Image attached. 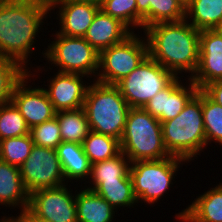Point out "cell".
Instances as JSON below:
<instances>
[{
  "label": "cell",
  "instance_id": "obj_23",
  "mask_svg": "<svg viewBox=\"0 0 222 222\" xmlns=\"http://www.w3.org/2000/svg\"><path fill=\"white\" fill-rule=\"evenodd\" d=\"M130 166L131 162L122 151L110 159L93 163L87 182L91 185L84 187L94 190L102 181L123 180L130 173Z\"/></svg>",
  "mask_w": 222,
  "mask_h": 222
},
{
  "label": "cell",
  "instance_id": "obj_4",
  "mask_svg": "<svg viewBox=\"0 0 222 222\" xmlns=\"http://www.w3.org/2000/svg\"><path fill=\"white\" fill-rule=\"evenodd\" d=\"M130 108L116 85L89 84L83 109L91 131L120 140Z\"/></svg>",
  "mask_w": 222,
  "mask_h": 222
},
{
  "label": "cell",
  "instance_id": "obj_1",
  "mask_svg": "<svg viewBox=\"0 0 222 222\" xmlns=\"http://www.w3.org/2000/svg\"><path fill=\"white\" fill-rule=\"evenodd\" d=\"M50 7L34 0H0V57L11 58L26 70L38 33Z\"/></svg>",
  "mask_w": 222,
  "mask_h": 222
},
{
  "label": "cell",
  "instance_id": "obj_41",
  "mask_svg": "<svg viewBox=\"0 0 222 222\" xmlns=\"http://www.w3.org/2000/svg\"><path fill=\"white\" fill-rule=\"evenodd\" d=\"M215 30L222 36V26L217 28V29H215Z\"/></svg>",
  "mask_w": 222,
  "mask_h": 222
},
{
  "label": "cell",
  "instance_id": "obj_31",
  "mask_svg": "<svg viewBox=\"0 0 222 222\" xmlns=\"http://www.w3.org/2000/svg\"><path fill=\"white\" fill-rule=\"evenodd\" d=\"M29 133L26 120L12 102L0 105V140Z\"/></svg>",
  "mask_w": 222,
  "mask_h": 222
},
{
  "label": "cell",
  "instance_id": "obj_17",
  "mask_svg": "<svg viewBox=\"0 0 222 222\" xmlns=\"http://www.w3.org/2000/svg\"><path fill=\"white\" fill-rule=\"evenodd\" d=\"M133 32L120 20L99 9L83 37L99 53L121 43Z\"/></svg>",
  "mask_w": 222,
  "mask_h": 222
},
{
  "label": "cell",
  "instance_id": "obj_40",
  "mask_svg": "<svg viewBox=\"0 0 222 222\" xmlns=\"http://www.w3.org/2000/svg\"><path fill=\"white\" fill-rule=\"evenodd\" d=\"M182 5L183 7L186 9L191 3L193 0H178Z\"/></svg>",
  "mask_w": 222,
  "mask_h": 222
},
{
  "label": "cell",
  "instance_id": "obj_15",
  "mask_svg": "<svg viewBox=\"0 0 222 222\" xmlns=\"http://www.w3.org/2000/svg\"><path fill=\"white\" fill-rule=\"evenodd\" d=\"M191 80L199 89L222 80V36L215 29L200 32L199 64Z\"/></svg>",
  "mask_w": 222,
  "mask_h": 222
},
{
  "label": "cell",
  "instance_id": "obj_33",
  "mask_svg": "<svg viewBox=\"0 0 222 222\" xmlns=\"http://www.w3.org/2000/svg\"><path fill=\"white\" fill-rule=\"evenodd\" d=\"M186 19V9L178 0H155V24Z\"/></svg>",
  "mask_w": 222,
  "mask_h": 222
},
{
  "label": "cell",
  "instance_id": "obj_37",
  "mask_svg": "<svg viewBox=\"0 0 222 222\" xmlns=\"http://www.w3.org/2000/svg\"><path fill=\"white\" fill-rule=\"evenodd\" d=\"M25 222H48L35 217L28 209L25 210Z\"/></svg>",
  "mask_w": 222,
  "mask_h": 222
},
{
  "label": "cell",
  "instance_id": "obj_11",
  "mask_svg": "<svg viewBox=\"0 0 222 222\" xmlns=\"http://www.w3.org/2000/svg\"><path fill=\"white\" fill-rule=\"evenodd\" d=\"M68 183L39 189L29 196L28 210L37 218L48 222H77L75 194Z\"/></svg>",
  "mask_w": 222,
  "mask_h": 222
},
{
  "label": "cell",
  "instance_id": "obj_26",
  "mask_svg": "<svg viewBox=\"0 0 222 222\" xmlns=\"http://www.w3.org/2000/svg\"><path fill=\"white\" fill-rule=\"evenodd\" d=\"M82 146L91 164L110 159L121 152L120 140L94 131L89 132Z\"/></svg>",
  "mask_w": 222,
  "mask_h": 222
},
{
  "label": "cell",
  "instance_id": "obj_24",
  "mask_svg": "<svg viewBox=\"0 0 222 222\" xmlns=\"http://www.w3.org/2000/svg\"><path fill=\"white\" fill-rule=\"evenodd\" d=\"M62 142L82 144L91 131L83 108L56 112Z\"/></svg>",
  "mask_w": 222,
  "mask_h": 222
},
{
  "label": "cell",
  "instance_id": "obj_20",
  "mask_svg": "<svg viewBox=\"0 0 222 222\" xmlns=\"http://www.w3.org/2000/svg\"><path fill=\"white\" fill-rule=\"evenodd\" d=\"M56 152L60 159L62 171L66 183L73 180L85 181L89 179L91 172V163L84 153L82 144L72 142H61ZM70 180V181H69Z\"/></svg>",
  "mask_w": 222,
  "mask_h": 222
},
{
  "label": "cell",
  "instance_id": "obj_19",
  "mask_svg": "<svg viewBox=\"0 0 222 222\" xmlns=\"http://www.w3.org/2000/svg\"><path fill=\"white\" fill-rule=\"evenodd\" d=\"M29 196L20 168L0 160V205L21 209L22 212L28 208Z\"/></svg>",
  "mask_w": 222,
  "mask_h": 222
},
{
  "label": "cell",
  "instance_id": "obj_2",
  "mask_svg": "<svg viewBox=\"0 0 222 222\" xmlns=\"http://www.w3.org/2000/svg\"><path fill=\"white\" fill-rule=\"evenodd\" d=\"M148 55L176 77L191 79L199 64L200 32L186 19L144 29ZM184 72V74H183ZM183 74V75H182ZM190 75V76H189Z\"/></svg>",
  "mask_w": 222,
  "mask_h": 222
},
{
  "label": "cell",
  "instance_id": "obj_36",
  "mask_svg": "<svg viewBox=\"0 0 222 222\" xmlns=\"http://www.w3.org/2000/svg\"><path fill=\"white\" fill-rule=\"evenodd\" d=\"M0 222H25V210L20 212V214L16 217L15 216H3L2 219H0Z\"/></svg>",
  "mask_w": 222,
  "mask_h": 222
},
{
  "label": "cell",
  "instance_id": "obj_39",
  "mask_svg": "<svg viewBox=\"0 0 222 222\" xmlns=\"http://www.w3.org/2000/svg\"><path fill=\"white\" fill-rule=\"evenodd\" d=\"M34 1L43 3V4L51 7L55 2H57L59 0H34Z\"/></svg>",
  "mask_w": 222,
  "mask_h": 222
},
{
  "label": "cell",
  "instance_id": "obj_14",
  "mask_svg": "<svg viewBox=\"0 0 222 222\" xmlns=\"http://www.w3.org/2000/svg\"><path fill=\"white\" fill-rule=\"evenodd\" d=\"M86 75L56 72L48 81L46 91L49 101L56 112L83 108L90 83L84 80ZM84 78V79H83ZM87 84H85V83Z\"/></svg>",
  "mask_w": 222,
  "mask_h": 222
},
{
  "label": "cell",
  "instance_id": "obj_12",
  "mask_svg": "<svg viewBox=\"0 0 222 222\" xmlns=\"http://www.w3.org/2000/svg\"><path fill=\"white\" fill-rule=\"evenodd\" d=\"M31 70L32 69L29 70V74L16 86L11 98V102L24 117L30 129L53 119L56 115V111L43 87L27 85L29 83L28 80L36 76V73L33 74Z\"/></svg>",
  "mask_w": 222,
  "mask_h": 222
},
{
  "label": "cell",
  "instance_id": "obj_27",
  "mask_svg": "<svg viewBox=\"0 0 222 222\" xmlns=\"http://www.w3.org/2000/svg\"><path fill=\"white\" fill-rule=\"evenodd\" d=\"M29 74L20 63L0 57V105L11 102L16 86Z\"/></svg>",
  "mask_w": 222,
  "mask_h": 222
},
{
  "label": "cell",
  "instance_id": "obj_16",
  "mask_svg": "<svg viewBox=\"0 0 222 222\" xmlns=\"http://www.w3.org/2000/svg\"><path fill=\"white\" fill-rule=\"evenodd\" d=\"M58 7L56 12L57 20H59V34L71 37H84L94 16L100 7L86 2L78 1H57L50 10Z\"/></svg>",
  "mask_w": 222,
  "mask_h": 222
},
{
  "label": "cell",
  "instance_id": "obj_18",
  "mask_svg": "<svg viewBox=\"0 0 222 222\" xmlns=\"http://www.w3.org/2000/svg\"><path fill=\"white\" fill-rule=\"evenodd\" d=\"M175 219L180 222H222V183L197 196L175 215Z\"/></svg>",
  "mask_w": 222,
  "mask_h": 222
},
{
  "label": "cell",
  "instance_id": "obj_21",
  "mask_svg": "<svg viewBox=\"0 0 222 222\" xmlns=\"http://www.w3.org/2000/svg\"><path fill=\"white\" fill-rule=\"evenodd\" d=\"M77 222H113L117 210L94 190L86 187L75 195Z\"/></svg>",
  "mask_w": 222,
  "mask_h": 222
},
{
  "label": "cell",
  "instance_id": "obj_38",
  "mask_svg": "<svg viewBox=\"0 0 222 222\" xmlns=\"http://www.w3.org/2000/svg\"><path fill=\"white\" fill-rule=\"evenodd\" d=\"M59 1H78L94 4L98 7H101L105 0H59Z\"/></svg>",
  "mask_w": 222,
  "mask_h": 222
},
{
  "label": "cell",
  "instance_id": "obj_22",
  "mask_svg": "<svg viewBox=\"0 0 222 222\" xmlns=\"http://www.w3.org/2000/svg\"><path fill=\"white\" fill-rule=\"evenodd\" d=\"M186 20L199 31L222 26V0H193L186 8Z\"/></svg>",
  "mask_w": 222,
  "mask_h": 222
},
{
  "label": "cell",
  "instance_id": "obj_7",
  "mask_svg": "<svg viewBox=\"0 0 222 222\" xmlns=\"http://www.w3.org/2000/svg\"><path fill=\"white\" fill-rule=\"evenodd\" d=\"M53 41L48 43L47 50L42 51L43 58L58 72L83 74L95 80L99 70V52L96 51L83 37H71L52 34ZM93 75V76H92Z\"/></svg>",
  "mask_w": 222,
  "mask_h": 222
},
{
  "label": "cell",
  "instance_id": "obj_5",
  "mask_svg": "<svg viewBox=\"0 0 222 222\" xmlns=\"http://www.w3.org/2000/svg\"><path fill=\"white\" fill-rule=\"evenodd\" d=\"M120 146L131 163L171 156L164 145L161 122L142 107L130 108Z\"/></svg>",
  "mask_w": 222,
  "mask_h": 222
},
{
  "label": "cell",
  "instance_id": "obj_10",
  "mask_svg": "<svg viewBox=\"0 0 222 222\" xmlns=\"http://www.w3.org/2000/svg\"><path fill=\"white\" fill-rule=\"evenodd\" d=\"M19 168L29 194L66 184L56 149L34 145L29 157Z\"/></svg>",
  "mask_w": 222,
  "mask_h": 222
},
{
  "label": "cell",
  "instance_id": "obj_13",
  "mask_svg": "<svg viewBox=\"0 0 222 222\" xmlns=\"http://www.w3.org/2000/svg\"><path fill=\"white\" fill-rule=\"evenodd\" d=\"M184 78L182 77L181 80V77H176L166 88L153 96L143 108L161 123L175 118L199 90L190 78L188 80ZM184 80H186L185 83Z\"/></svg>",
  "mask_w": 222,
  "mask_h": 222
},
{
  "label": "cell",
  "instance_id": "obj_3",
  "mask_svg": "<svg viewBox=\"0 0 222 222\" xmlns=\"http://www.w3.org/2000/svg\"><path fill=\"white\" fill-rule=\"evenodd\" d=\"M162 136L171 156L189 161L207 147L202 113V89L188 101L173 119L161 123ZM204 149V150H203Z\"/></svg>",
  "mask_w": 222,
  "mask_h": 222
},
{
  "label": "cell",
  "instance_id": "obj_30",
  "mask_svg": "<svg viewBox=\"0 0 222 222\" xmlns=\"http://www.w3.org/2000/svg\"><path fill=\"white\" fill-rule=\"evenodd\" d=\"M34 142L31 135L0 140V160L20 167L29 157Z\"/></svg>",
  "mask_w": 222,
  "mask_h": 222
},
{
  "label": "cell",
  "instance_id": "obj_35",
  "mask_svg": "<svg viewBox=\"0 0 222 222\" xmlns=\"http://www.w3.org/2000/svg\"><path fill=\"white\" fill-rule=\"evenodd\" d=\"M213 101L222 106V80L209 83L202 89Z\"/></svg>",
  "mask_w": 222,
  "mask_h": 222
},
{
  "label": "cell",
  "instance_id": "obj_9",
  "mask_svg": "<svg viewBox=\"0 0 222 222\" xmlns=\"http://www.w3.org/2000/svg\"><path fill=\"white\" fill-rule=\"evenodd\" d=\"M176 76L149 55L116 86L131 108L144 107L159 91L166 88Z\"/></svg>",
  "mask_w": 222,
  "mask_h": 222
},
{
  "label": "cell",
  "instance_id": "obj_32",
  "mask_svg": "<svg viewBox=\"0 0 222 222\" xmlns=\"http://www.w3.org/2000/svg\"><path fill=\"white\" fill-rule=\"evenodd\" d=\"M34 145L56 149L62 142L59 122L56 117L34 126L30 133Z\"/></svg>",
  "mask_w": 222,
  "mask_h": 222
},
{
  "label": "cell",
  "instance_id": "obj_28",
  "mask_svg": "<svg viewBox=\"0 0 222 222\" xmlns=\"http://www.w3.org/2000/svg\"><path fill=\"white\" fill-rule=\"evenodd\" d=\"M100 9L120 20L132 32L134 28L143 30V17L137 11L136 0H105Z\"/></svg>",
  "mask_w": 222,
  "mask_h": 222
},
{
  "label": "cell",
  "instance_id": "obj_34",
  "mask_svg": "<svg viewBox=\"0 0 222 222\" xmlns=\"http://www.w3.org/2000/svg\"><path fill=\"white\" fill-rule=\"evenodd\" d=\"M137 11L143 17V30L155 24V0H136Z\"/></svg>",
  "mask_w": 222,
  "mask_h": 222
},
{
  "label": "cell",
  "instance_id": "obj_8",
  "mask_svg": "<svg viewBox=\"0 0 222 222\" xmlns=\"http://www.w3.org/2000/svg\"><path fill=\"white\" fill-rule=\"evenodd\" d=\"M136 34L133 32L121 43L99 53V70L95 81L116 85L143 62L148 56V44L145 37Z\"/></svg>",
  "mask_w": 222,
  "mask_h": 222
},
{
  "label": "cell",
  "instance_id": "obj_29",
  "mask_svg": "<svg viewBox=\"0 0 222 222\" xmlns=\"http://www.w3.org/2000/svg\"><path fill=\"white\" fill-rule=\"evenodd\" d=\"M202 113L207 146L211 142L222 145V106L202 90Z\"/></svg>",
  "mask_w": 222,
  "mask_h": 222
},
{
  "label": "cell",
  "instance_id": "obj_25",
  "mask_svg": "<svg viewBox=\"0 0 222 222\" xmlns=\"http://www.w3.org/2000/svg\"><path fill=\"white\" fill-rule=\"evenodd\" d=\"M94 191L107 200L116 210L133 207L137 199L133 192L130 173L123 180L102 181Z\"/></svg>",
  "mask_w": 222,
  "mask_h": 222
},
{
  "label": "cell",
  "instance_id": "obj_6",
  "mask_svg": "<svg viewBox=\"0 0 222 222\" xmlns=\"http://www.w3.org/2000/svg\"><path fill=\"white\" fill-rule=\"evenodd\" d=\"M185 162L187 163L186 160L175 156L132 162L130 175L137 203H157L164 193L171 190L176 173Z\"/></svg>",
  "mask_w": 222,
  "mask_h": 222
}]
</instances>
